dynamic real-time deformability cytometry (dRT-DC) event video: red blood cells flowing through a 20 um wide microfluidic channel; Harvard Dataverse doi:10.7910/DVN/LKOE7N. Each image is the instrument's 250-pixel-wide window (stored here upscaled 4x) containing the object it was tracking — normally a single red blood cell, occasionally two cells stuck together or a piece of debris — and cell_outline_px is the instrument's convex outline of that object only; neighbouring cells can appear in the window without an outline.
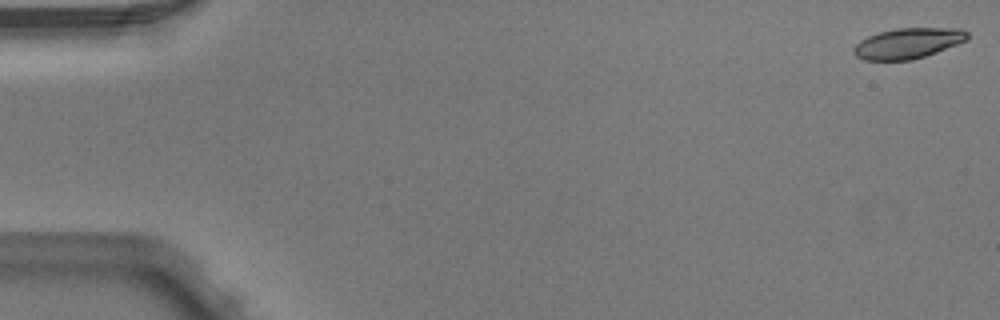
{"species": "Egyptian fruit bat (a non-hibernating species)", "species_latin": "Rousettus aegyptiacus", "temperature_condition": "warm", "stored_images_in_passage": 5, "segment_of_instrument_passage": [1, 2], "camera_frame_rate_fps": 3000, "um_per_image_px": 0.085, "animal": {"sex": "male"}, "frame": {"image": 1, "passage_image": 1, "time_ms": 0.0, "image_size_px": [1000, 320], "cell_outline_px": [[968, 40], [936, 52], [912, 60], [864, 60], [856, 56], [852, 52], [852, 48], [860, 40], [876, 32], [896, 28], [960, 28], [968, 32]], "centroid_in_image_um": [77.15, 3.67], "position_along_channel_um": 7.9, "area_um2": 20.35}}